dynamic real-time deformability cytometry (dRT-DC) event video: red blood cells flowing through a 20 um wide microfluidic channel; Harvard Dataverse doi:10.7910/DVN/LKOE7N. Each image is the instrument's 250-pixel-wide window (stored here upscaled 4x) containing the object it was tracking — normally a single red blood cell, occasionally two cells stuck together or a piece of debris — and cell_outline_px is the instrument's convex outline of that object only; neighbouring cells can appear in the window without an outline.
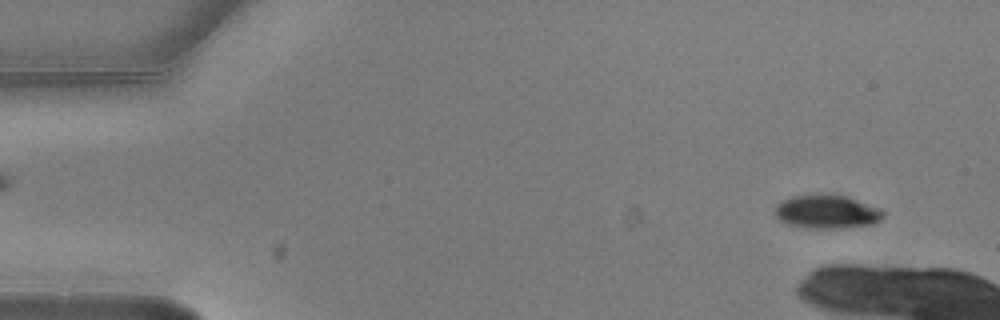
{"species": "common noctule bat (a hibernating species)", "species_latin": "Nyctalus noctula", "temperature_condition": "warm", "stored_images_in_passage": 3, "camera_frame_rate_fps": 3000, "um_per_image_px": 0.085, "animal": {"sex": "male", "body_mass_g": 20.5, "forearm_length_mm": 52.5}, "frame": {"image": 1, "passage_image": 1, "time_ms": 0.0, "image_size_px": [1000, 320], "cell_outline_px": [[884, 216], [880, 220], [872, 224], [836, 228], [812, 228], [788, 224], [780, 220], [776, 216], [776, 204], [780, 200], [792, 196], [816, 192], [832, 192], [848, 196], [880, 208], [884, 212]], "centroid_in_image_um": [70.27, 17.94], "position_along_channel_um": 14.7, "area_um2": 21.73}}